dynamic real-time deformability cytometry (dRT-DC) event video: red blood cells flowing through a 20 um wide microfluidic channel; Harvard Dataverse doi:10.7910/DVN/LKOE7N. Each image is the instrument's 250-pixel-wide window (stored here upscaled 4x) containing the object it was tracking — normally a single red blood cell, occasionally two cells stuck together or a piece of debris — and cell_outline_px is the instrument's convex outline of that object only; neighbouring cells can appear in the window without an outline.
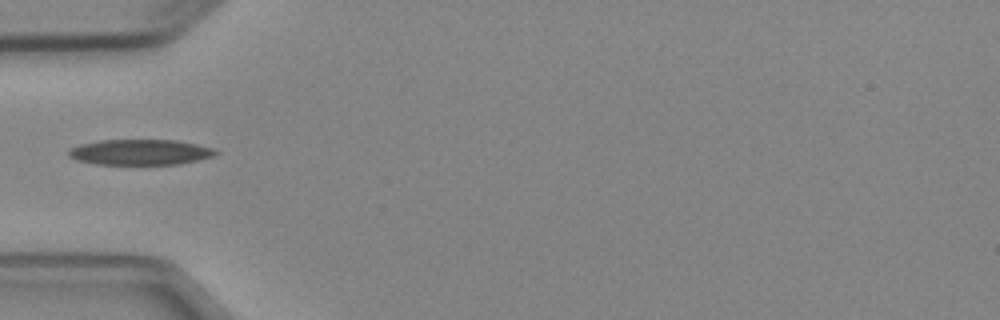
{"species": "Egyptian fruit bat (a non-hibernating species)", "species_latin": "Rousettus aegyptiacus", "temperature_condition": "cold", "stored_images_in_passage": 2, "camera_frame_rate_fps": 3000, "um_per_image_px": 0.085, "animal": {"sex": "female"}, "frame": {"image": 1, "passage_image": 1, "time_ms": 0.0, "image_size_px": [1000, 320], "cell_outline_px": [[220, 152], [212, 156], [180, 164], [96, 164], [76, 160], [68, 156], [68, 152], [72, 148], [80, 144], [100, 140], [176, 140], [196, 144], [212, 148]], "centroid_in_image_um": [11.9, 12.93], "position_along_channel_um": 73.1, "area_um2": 21.73}}